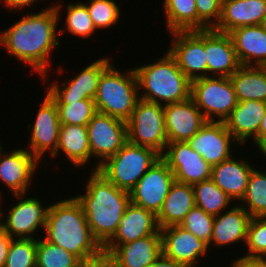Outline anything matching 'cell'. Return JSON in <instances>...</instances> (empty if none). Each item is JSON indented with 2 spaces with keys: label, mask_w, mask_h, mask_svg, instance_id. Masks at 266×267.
<instances>
[{
  "label": "cell",
  "mask_w": 266,
  "mask_h": 267,
  "mask_svg": "<svg viewBox=\"0 0 266 267\" xmlns=\"http://www.w3.org/2000/svg\"><path fill=\"white\" fill-rule=\"evenodd\" d=\"M62 1L48 5L38 13H27L0 33V48L14 57L19 63L30 66L43 83H47L52 67L51 59L54 50L59 48L58 27L61 20ZM60 19V20H59ZM21 61V62H20ZM47 80V82H46Z\"/></svg>",
  "instance_id": "obj_1"
},
{
  "label": "cell",
  "mask_w": 266,
  "mask_h": 267,
  "mask_svg": "<svg viewBox=\"0 0 266 267\" xmlns=\"http://www.w3.org/2000/svg\"><path fill=\"white\" fill-rule=\"evenodd\" d=\"M82 194L75 195L82 205L94 238L103 247L116 233L131 203L129 192L116 187L97 170H91Z\"/></svg>",
  "instance_id": "obj_2"
},
{
  "label": "cell",
  "mask_w": 266,
  "mask_h": 267,
  "mask_svg": "<svg viewBox=\"0 0 266 267\" xmlns=\"http://www.w3.org/2000/svg\"><path fill=\"white\" fill-rule=\"evenodd\" d=\"M43 235L46 241L69 251L84 265L103 248L92 235L82 205L72 195L49 206Z\"/></svg>",
  "instance_id": "obj_3"
},
{
  "label": "cell",
  "mask_w": 266,
  "mask_h": 267,
  "mask_svg": "<svg viewBox=\"0 0 266 267\" xmlns=\"http://www.w3.org/2000/svg\"><path fill=\"white\" fill-rule=\"evenodd\" d=\"M166 52L158 60L154 59L153 63L134 67L139 85V98L163 106L191 97V81L170 53Z\"/></svg>",
  "instance_id": "obj_4"
},
{
  "label": "cell",
  "mask_w": 266,
  "mask_h": 267,
  "mask_svg": "<svg viewBox=\"0 0 266 267\" xmlns=\"http://www.w3.org/2000/svg\"><path fill=\"white\" fill-rule=\"evenodd\" d=\"M123 72L113 62L102 72L94 102L97 112L127 122L140 99L139 85L134 67Z\"/></svg>",
  "instance_id": "obj_5"
},
{
  "label": "cell",
  "mask_w": 266,
  "mask_h": 267,
  "mask_svg": "<svg viewBox=\"0 0 266 267\" xmlns=\"http://www.w3.org/2000/svg\"><path fill=\"white\" fill-rule=\"evenodd\" d=\"M161 158L154 149L127 141L97 169L108 181L127 192Z\"/></svg>",
  "instance_id": "obj_6"
},
{
  "label": "cell",
  "mask_w": 266,
  "mask_h": 267,
  "mask_svg": "<svg viewBox=\"0 0 266 267\" xmlns=\"http://www.w3.org/2000/svg\"><path fill=\"white\" fill-rule=\"evenodd\" d=\"M191 98L206 121L224 122L237 105L230 77L207 76L191 81Z\"/></svg>",
  "instance_id": "obj_7"
},
{
  "label": "cell",
  "mask_w": 266,
  "mask_h": 267,
  "mask_svg": "<svg viewBox=\"0 0 266 267\" xmlns=\"http://www.w3.org/2000/svg\"><path fill=\"white\" fill-rule=\"evenodd\" d=\"M128 141L154 149L162 155L168 144L164 106L139 99L127 121Z\"/></svg>",
  "instance_id": "obj_8"
},
{
  "label": "cell",
  "mask_w": 266,
  "mask_h": 267,
  "mask_svg": "<svg viewBox=\"0 0 266 267\" xmlns=\"http://www.w3.org/2000/svg\"><path fill=\"white\" fill-rule=\"evenodd\" d=\"M11 196L15 197L13 199H17V202L11 205L10 210L5 209L7 213L5 217H2L0 226L11 238L38 239L34 236L40 232L39 230H42L43 234L50 204L45 206L43 204L45 202H42L41 198L39 200L37 196L36 198L35 196L27 197L26 194Z\"/></svg>",
  "instance_id": "obj_9"
},
{
  "label": "cell",
  "mask_w": 266,
  "mask_h": 267,
  "mask_svg": "<svg viewBox=\"0 0 266 267\" xmlns=\"http://www.w3.org/2000/svg\"><path fill=\"white\" fill-rule=\"evenodd\" d=\"M86 126L91 160H96L90 170H97L128 141L127 122L97 112Z\"/></svg>",
  "instance_id": "obj_10"
},
{
  "label": "cell",
  "mask_w": 266,
  "mask_h": 267,
  "mask_svg": "<svg viewBox=\"0 0 266 267\" xmlns=\"http://www.w3.org/2000/svg\"><path fill=\"white\" fill-rule=\"evenodd\" d=\"M40 103L33 124L27 125L31 134L26 148L43 165L44 156L49 153V158L57 150L61 123L55 101L46 92Z\"/></svg>",
  "instance_id": "obj_11"
},
{
  "label": "cell",
  "mask_w": 266,
  "mask_h": 267,
  "mask_svg": "<svg viewBox=\"0 0 266 267\" xmlns=\"http://www.w3.org/2000/svg\"><path fill=\"white\" fill-rule=\"evenodd\" d=\"M109 56H103L94 60L89 65L77 72L76 76L68 81L60 83L54 80L51 84H46V93L54 101H78L82 99L95 98L98 90V83L102 72L113 62ZM48 85V86H47Z\"/></svg>",
  "instance_id": "obj_12"
},
{
  "label": "cell",
  "mask_w": 266,
  "mask_h": 267,
  "mask_svg": "<svg viewBox=\"0 0 266 267\" xmlns=\"http://www.w3.org/2000/svg\"><path fill=\"white\" fill-rule=\"evenodd\" d=\"M170 55L190 81L207 77L205 29L171 32Z\"/></svg>",
  "instance_id": "obj_13"
},
{
  "label": "cell",
  "mask_w": 266,
  "mask_h": 267,
  "mask_svg": "<svg viewBox=\"0 0 266 267\" xmlns=\"http://www.w3.org/2000/svg\"><path fill=\"white\" fill-rule=\"evenodd\" d=\"M174 174L168 164L160 158L130 190L132 204L159 214L171 185Z\"/></svg>",
  "instance_id": "obj_14"
},
{
  "label": "cell",
  "mask_w": 266,
  "mask_h": 267,
  "mask_svg": "<svg viewBox=\"0 0 266 267\" xmlns=\"http://www.w3.org/2000/svg\"><path fill=\"white\" fill-rule=\"evenodd\" d=\"M161 158L172 170L176 182L193 186L211 179L212 166L188 142L168 143Z\"/></svg>",
  "instance_id": "obj_15"
},
{
  "label": "cell",
  "mask_w": 266,
  "mask_h": 267,
  "mask_svg": "<svg viewBox=\"0 0 266 267\" xmlns=\"http://www.w3.org/2000/svg\"><path fill=\"white\" fill-rule=\"evenodd\" d=\"M41 163L24 147L0 153V181L15 194H27Z\"/></svg>",
  "instance_id": "obj_16"
},
{
  "label": "cell",
  "mask_w": 266,
  "mask_h": 267,
  "mask_svg": "<svg viewBox=\"0 0 266 267\" xmlns=\"http://www.w3.org/2000/svg\"><path fill=\"white\" fill-rule=\"evenodd\" d=\"M188 144L211 166L234 156L232 149L239 146L225 123L215 121H206Z\"/></svg>",
  "instance_id": "obj_17"
},
{
  "label": "cell",
  "mask_w": 266,
  "mask_h": 267,
  "mask_svg": "<svg viewBox=\"0 0 266 267\" xmlns=\"http://www.w3.org/2000/svg\"><path fill=\"white\" fill-rule=\"evenodd\" d=\"M162 254L187 267H199L200 258H207L208 244L180 225L160 229Z\"/></svg>",
  "instance_id": "obj_18"
},
{
  "label": "cell",
  "mask_w": 266,
  "mask_h": 267,
  "mask_svg": "<svg viewBox=\"0 0 266 267\" xmlns=\"http://www.w3.org/2000/svg\"><path fill=\"white\" fill-rule=\"evenodd\" d=\"M164 115L168 143L188 142L206 123L191 97L165 105Z\"/></svg>",
  "instance_id": "obj_19"
},
{
  "label": "cell",
  "mask_w": 266,
  "mask_h": 267,
  "mask_svg": "<svg viewBox=\"0 0 266 267\" xmlns=\"http://www.w3.org/2000/svg\"><path fill=\"white\" fill-rule=\"evenodd\" d=\"M207 76L230 77L240 64L229 33L205 29Z\"/></svg>",
  "instance_id": "obj_20"
},
{
  "label": "cell",
  "mask_w": 266,
  "mask_h": 267,
  "mask_svg": "<svg viewBox=\"0 0 266 267\" xmlns=\"http://www.w3.org/2000/svg\"><path fill=\"white\" fill-rule=\"evenodd\" d=\"M235 205V206H233ZM217 216H214L212 237L210 239L209 249L211 246H232L233 244H246L248 226L251 220L249 213L237 203L233 204Z\"/></svg>",
  "instance_id": "obj_21"
},
{
  "label": "cell",
  "mask_w": 266,
  "mask_h": 267,
  "mask_svg": "<svg viewBox=\"0 0 266 267\" xmlns=\"http://www.w3.org/2000/svg\"><path fill=\"white\" fill-rule=\"evenodd\" d=\"M266 112V102L245 100L237 102L229 117L224 121L227 130L241 146H246L258 136L262 118ZM245 144V145H244Z\"/></svg>",
  "instance_id": "obj_22"
},
{
  "label": "cell",
  "mask_w": 266,
  "mask_h": 267,
  "mask_svg": "<svg viewBox=\"0 0 266 267\" xmlns=\"http://www.w3.org/2000/svg\"><path fill=\"white\" fill-rule=\"evenodd\" d=\"M149 235H161L157 216L130 203L114 236L105 245H121Z\"/></svg>",
  "instance_id": "obj_23"
},
{
  "label": "cell",
  "mask_w": 266,
  "mask_h": 267,
  "mask_svg": "<svg viewBox=\"0 0 266 267\" xmlns=\"http://www.w3.org/2000/svg\"><path fill=\"white\" fill-rule=\"evenodd\" d=\"M233 157L212 166L211 180L232 201L238 202L245 195L248 180L254 167L248 159H236V156Z\"/></svg>",
  "instance_id": "obj_24"
},
{
  "label": "cell",
  "mask_w": 266,
  "mask_h": 267,
  "mask_svg": "<svg viewBox=\"0 0 266 267\" xmlns=\"http://www.w3.org/2000/svg\"><path fill=\"white\" fill-rule=\"evenodd\" d=\"M266 0H223L217 31L229 33L243 26L261 25L265 19Z\"/></svg>",
  "instance_id": "obj_25"
},
{
  "label": "cell",
  "mask_w": 266,
  "mask_h": 267,
  "mask_svg": "<svg viewBox=\"0 0 266 267\" xmlns=\"http://www.w3.org/2000/svg\"><path fill=\"white\" fill-rule=\"evenodd\" d=\"M229 35L241 65L263 67L266 64V28L262 24L233 29Z\"/></svg>",
  "instance_id": "obj_26"
},
{
  "label": "cell",
  "mask_w": 266,
  "mask_h": 267,
  "mask_svg": "<svg viewBox=\"0 0 266 267\" xmlns=\"http://www.w3.org/2000/svg\"><path fill=\"white\" fill-rule=\"evenodd\" d=\"M123 267H150L162 254L161 235H149L121 245H104Z\"/></svg>",
  "instance_id": "obj_27"
},
{
  "label": "cell",
  "mask_w": 266,
  "mask_h": 267,
  "mask_svg": "<svg viewBox=\"0 0 266 267\" xmlns=\"http://www.w3.org/2000/svg\"><path fill=\"white\" fill-rule=\"evenodd\" d=\"M60 154L76 168L84 169L87 164H92L86 125L61 124L58 146L51 156L52 160L59 158Z\"/></svg>",
  "instance_id": "obj_28"
},
{
  "label": "cell",
  "mask_w": 266,
  "mask_h": 267,
  "mask_svg": "<svg viewBox=\"0 0 266 267\" xmlns=\"http://www.w3.org/2000/svg\"><path fill=\"white\" fill-rule=\"evenodd\" d=\"M194 206L193 186L175 181L171 185L163 206L157 215L160 229L180 225Z\"/></svg>",
  "instance_id": "obj_29"
},
{
  "label": "cell",
  "mask_w": 266,
  "mask_h": 267,
  "mask_svg": "<svg viewBox=\"0 0 266 267\" xmlns=\"http://www.w3.org/2000/svg\"><path fill=\"white\" fill-rule=\"evenodd\" d=\"M237 101L266 102V70L264 67L241 66L231 76Z\"/></svg>",
  "instance_id": "obj_30"
},
{
  "label": "cell",
  "mask_w": 266,
  "mask_h": 267,
  "mask_svg": "<svg viewBox=\"0 0 266 267\" xmlns=\"http://www.w3.org/2000/svg\"><path fill=\"white\" fill-rule=\"evenodd\" d=\"M163 14H165L166 30L197 31L196 0H164Z\"/></svg>",
  "instance_id": "obj_31"
},
{
  "label": "cell",
  "mask_w": 266,
  "mask_h": 267,
  "mask_svg": "<svg viewBox=\"0 0 266 267\" xmlns=\"http://www.w3.org/2000/svg\"><path fill=\"white\" fill-rule=\"evenodd\" d=\"M66 12L65 24L58 29L59 36L66 32L81 39H89L96 33L90 13L84 2H68L64 7Z\"/></svg>",
  "instance_id": "obj_32"
},
{
  "label": "cell",
  "mask_w": 266,
  "mask_h": 267,
  "mask_svg": "<svg viewBox=\"0 0 266 267\" xmlns=\"http://www.w3.org/2000/svg\"><path fill=\"white\" fill-rule=\"evenodd\" d=\"M195 206L202 208L207 214L217 216L229 209L232 202L211 179L193 185Z\"/></svg>",
  "instance_id": "obj_33"
},
{
  "label": "cell",
  "mask_w": 266,
  "mask_h": 267,
  "mask_svg": "<svg viewBox=\"0 0 266 267\" xmlns=\"http://www.w3.org/2000/svg\"><path fill=\"white\" fill-rule=\"evenodd\" d=\"M239 204H242L252 218L266 217V169L261 171L255 166L250 174L245 195Z\"/></svg>",
  "instance_id": "obj_34"
},
{
  "label": "cell",
  "mask_w": 266,
  "mask_h": 267,
  "mask_svg": "<svg viewBox=\"0 0 266 267\" xmlns=\"http://www.w3.org/2000/svg\"><path fill=\"white\" fill-rule=\"evenodd\" d=\"M37 239L36 267H84V264L69 251L46 241Z\"/></svg>",
  "instance_id": "obj_35"
},
{
  "label": "cell",
  "mask_w": 266,
  "mask_h": 267,
  "mask_svg": "<svg viewBox=\"0 0 266 267\" xmlns=\"http://www.w3.org/2000/svg\"><path fill=\"white\" fill-rule=\"evenodd\" d=\"M61 124L87 125L97 113L93 99L55 101Z\"/></svg>",
  "instance_id": "obj_36"
},
{
  "label": "cell",
  "mask_w": 266,
  "mask_h": 267,
  "mask_svg": "<svg viewBox=\"0 0 266 267\" xmlns=\"http://www.w3.org/2000/svg\"><path fill=\"white\" fill-rule=\"evenodd\" d=\"M84 4L89 10L90 17L96 30L109 29L116 26L121 19V9L116 0H88Z\"/></svg>",
  "instance_id": "obj_37"
},
{
  "label": "cell",
  "mask_w": 266,
  "mask_h": 267,
  "mask_svg": "<svg viewBox=\"0 0 266 267\" xmlns=\"http://www.w3.org/2000/svg\"><path fill=\"white\" fill-rule=\"evenodd\" d=\"M247 254L238 256L246 260H266V217L250 220L246 239Z\"/></svg>",
  "instance_id": "obj_38"
},
{
  "label": "cell",
  "mask_w": 266,
  "mask_h": 267,
  "mask_svg": "<svg viewBox=\"0 0 266 267\" xmlns=\"http://www.w3.org/2000/svg\"><path fill=\"white\" fill-rule=\"evenodd\" d=\"M37 239L13 238L5 267H36Z\"/></svg>",
  "instance_id": "obj_39"
},
{
  "label": "cell",
  "mask_w": 266,
  "mask_h": 267,
  "mask_svg": "<svg viewBox=\"0 0 266 267\" xmlns=\"http://www.w3.org/2000/svg\"><path fill=\"white\" fill-rule=\"evenodd\" d=\"M213 223L214 216L207 214L202 208L194 206L180 226L209 245L212 237Z\"/></svg>",
  "instance_id": "obj_40"
},
{
  "label": "cell",
  "mask_w": 266,
  "mask_h": 267,
  "mask_svg": "<svg viewBox=\"0 0 266 267\" xmlns=\"http://www.w3.org/2000/svg\"><path fill=\"white\" fill-rule=\"evenodd\" d=\"M223 0H196L197 31L215 28L221 18Z\"/></svg>",
  "instance_id": "obj_41"
},
{
  "label": "cell",
  "mask_w": 266,
  "mask_h": 267,
  "mask_svg": "<svg viewBox=\"0 0 266 267\" xmlns=\"http://www.w3.org/2000/svg\"><path fill=\"white\" fill-rule=\"evenodd\" d=\"M84 267H123L112 252L103 248L89 259Z\"/></svg>",
  "instance_id": "obj_42"
},
{
  "label": "cell",
  "mask_w": 266,
  "mask_h": 267,
  "mask_svg": "<svg viewBox=\"0 0 266 267\" xmlns=\"http://www.w3.org/2000/svg\"><path fill=\"white\" fill-rule=\"evenodd\" d=\"M12 239L13 238H11L0 226V267H5V262Z\"/></svg>",
  "instance_id": "obj_43"
},
{
  "label": "cell",
  "mask_w": 266,
  "mask_h": 267,
  "mask_svg": "<svg viewBox=\"0 0 266 267\" xmlns=\"http://www.w3.org/2000/svg\"><path fill=\"white\" fill-rule=\"evenodd\" d=\"M38 1L41 2L42 0H0V3H4L7 10L16 12L19 9L20 12L23 8H34V4L38 3Z\"/></svg>",
  "instance_id": "obj_44"
},
{
  "label": "cell",
  "mask_w": 266,
  "mask_h": 267,
  "mask_svg": "<svg viewBox=\"0 0 266 267\" xmlns=\"http://www.w3.org/2000/svg\"><path fill=\"white\" fill-rule=\"evenodd\" d=\"M150 267H187L161 254Z\"/></svg>",
  "instance_id": "obj_45"
},
{
  "label": "cell",
  "mask_w": 266,
  "mask_h": 267,
  "mask_svg": "<svg viewBox=\"0 0 266 267\" xmlns=\"http://www.w3.org/2000/svg\"><path fill=\"white\" fill-rule=\"evenodd\" d=\"M229 267H257V260H246L242 258H238L231 260Z\"/></svg>",
  "instance_id": "obj_46"
},
{
  "label": "cell",
  "mask_w": 266,
  "mask_h": 267,
  "mask_svg": "<svg viewBox=\"0 0 266 267\" xmlns=\"http://www.w3.org/2000/svg\"><path fill=\"white\" fill-rule=\"evenodd\" d=\"M263 139H266V112L261 120L258 136L252 142H254L253 144L254 146H256Z\"/></svg>",
  "instance_id": "obj_47"
},
{
  "label": "cell",
  "mask_w": 266,
  "mask_h": 267,
  "mask_svg": "<svg viewBox=\"0 0 266 267\" xmlns=\"http://www.w3.org/2000/svg\"><path fill=\"white\" fill-rule=\"evenodd\" d=\"M256 147H258V148H256L259 150L258 152L261 153L264 158H266V139L261 140L256 145Z\"/></svg>",
  "instance_id": "obj_48"
},
{
  "label": "cell",
  "mask_w": 266,
  "mask_h": 267,
  "mask_svg": "<svg viewBox=\"0 0 266 267\" xmlns=\"http://www.w3.org/2000/svg\"><path fill=\"white\" fill-rule=\"evenodd\" d=\"M1 194H2V193H0V204H1L0 206H3V205H2V202H3V201H1L3 195H1ZM4 211H5V210H2V208H0V222H1V220H2V217L4 216V213H5Z\"/></svg>",
  "instance_id": "obj_49"
},
{
  "label": "cell",
  "mask_w": 266,
  "mask_h": 267,
  "mask_svg": "<svg viewBox=\"0 0 266 267\" xmlns=\"http://www.w3.org/2000/svg\"><path fill=\"white\" fill-rule=\"evenodd\" d=\"M257 267H266V264L262 260H257Z\"/></svg>",
  "instance_id": "obj_50"
},
{
  "label": "cell",
  "mask_w": 266,
  "mask_h": 267,
  "mask_svg": "<svg viewBox=\"0 0 266 267\" xmlns=\"http://www.w3.org/2000/svg\"><path fill=\"white\" fill-rule=\"evenodd\" d=\"M265 28H266V14H265V19L263 21V24H262Z\"/></svg>",
  "instance_id": "obj_51"
},
{
  "label": "cell",
  "mask_w": 266,
  "mask_h": 267,
  "mask_svg": "<svg viewBox=\"0 0 266 267\" xmlns=\"http://www.w3.org/2000/svg\"><path fill=\"white\" fill-rule=\"evenodd\" d=\"M1 142H0V153L3 151V147L1 146Z\"/></svg>",
  "instance_id": "obj_52"
}]
</instances>
